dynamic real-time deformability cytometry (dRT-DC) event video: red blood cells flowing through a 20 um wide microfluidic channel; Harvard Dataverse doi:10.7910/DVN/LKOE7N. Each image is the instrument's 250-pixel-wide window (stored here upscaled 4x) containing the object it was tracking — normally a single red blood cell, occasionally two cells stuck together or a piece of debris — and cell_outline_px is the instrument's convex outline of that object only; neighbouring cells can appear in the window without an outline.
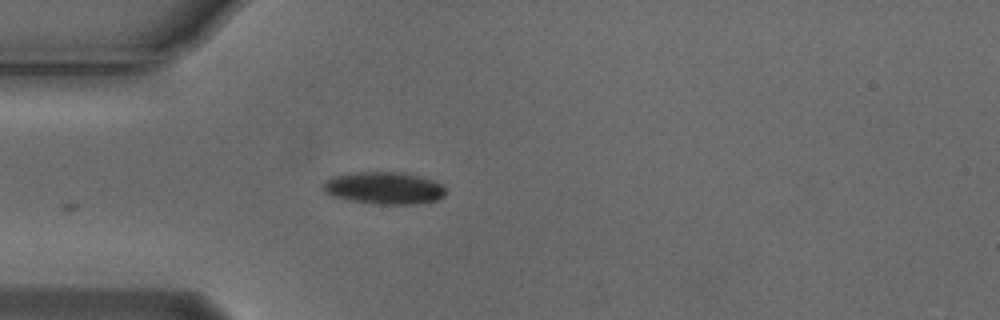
{"species": "Egyptian fruit bat (a non-hibernating species)", "species_latin": "Rousettus aegyptiacus", "temperature_condition": "cold", "stored_images_in_passage": 1, "camera_frame_rate_fps": 3000, "um_per_image_px": 0.085, "animal": {"sex": "male"}, "frame": {"image": 1, "passage_image": 1, "time_ms": 0.0, "image_size_px": [1000, 320], "cell_outline_px": [[444, 196], [436, 200], [416, 204], [376, 204], [348, 200], [332, 196], [324, 188], [324, 184], [332, 176], [360, 172], [400, 172], [420, 176], [444, 184]], "centroid_in_image_um": [32.69, 15.99], "position_along_channel_um": 52.3, "area_um2": 22.77}}